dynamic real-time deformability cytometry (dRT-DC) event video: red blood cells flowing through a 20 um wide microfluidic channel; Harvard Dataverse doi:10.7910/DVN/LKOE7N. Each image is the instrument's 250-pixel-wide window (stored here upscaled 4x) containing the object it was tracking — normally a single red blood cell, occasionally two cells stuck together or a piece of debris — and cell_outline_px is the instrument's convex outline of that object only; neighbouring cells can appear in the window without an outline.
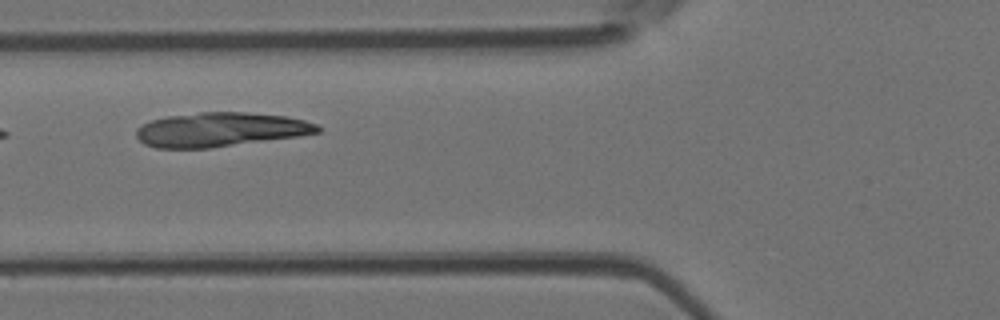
{"species": "Egyptian fruit bat (a non-hibernating species)", "species_latin": "Rousettus aegyptiacus", "temperature_condition": "room temperature", "stored_images_in_passage": 4, "camera_frame_rate_fps": 3000, "um_per_image_px": 0.085, "animal": {"sex": "female"}, "frame": {"image": 1, "passage_image": 3, "time_ms": 0.667, "image_size_px": [1000, 320], "cell_outline_px": [[320, 132], [300, 136], [208, 148], [156, 148], [144, 144], [136, 136], [136, 128], [140, 124], [152, 120], [168, 116], [200, 112], [248, 112], [284, 116], [304, 120], [316, 124], [320, 128]], "centroid_in_image_um": [18.7, 11.01], "position_along_channel_um": 107.1, "area_um2": 36.13}}
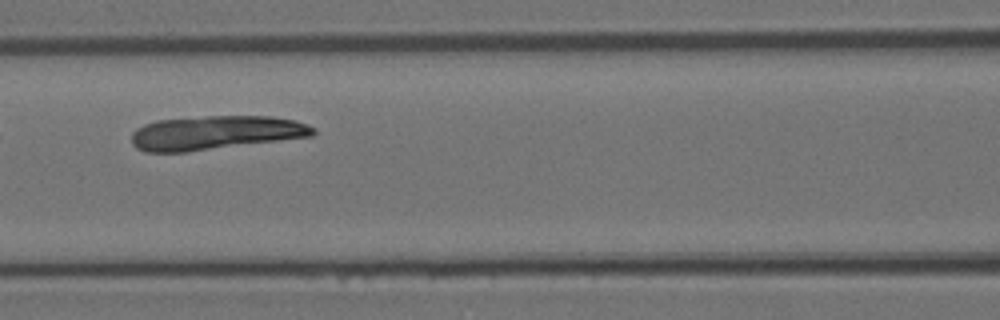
{"frame": {"image": 2, "passage_image": 4, "time_ms": 1.0, "image_size_px": [1000, 320], "cell_outline_px": [[316, 132], [312, 136], [188, 152], [144, 152], [136, 148], [132, 144], [132, 132], [136, 128], [144, 124], [156, 120], [208, 116], [268, 116], [296, 120], [308, 124], [316, 128]], "centroid_in_image_um": [18.31, 11.28], "position_along_channel_um": 148.3, "area_um2": 36.13}}